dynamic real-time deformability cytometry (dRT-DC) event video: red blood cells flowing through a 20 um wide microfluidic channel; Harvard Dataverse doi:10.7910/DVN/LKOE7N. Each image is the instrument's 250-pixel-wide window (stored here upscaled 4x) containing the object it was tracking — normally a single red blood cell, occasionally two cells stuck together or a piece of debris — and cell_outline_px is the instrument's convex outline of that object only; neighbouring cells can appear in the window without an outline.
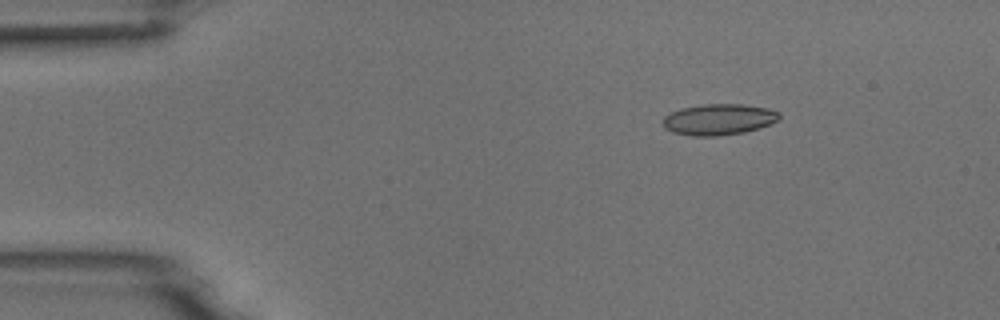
{"species": "common noctule bat (a hibernating species)", "species_latin": "Nyctalus noctula", "temperature_condition": "room temperature", "stored_images_in_passage": 3, "camera_frame_rate_fps": 3000, "um_per_image_px": 0.085, "animal": {"sex": "male", "body_mass_g": 18.8}, "frame": {"image": 1, "passage_image": 1, "time_ms": 0.0, "image_size_px": [1000, 320], "cell_outline_px": [[780, 120], [760, 128], [744, 132], [716, 136], [692, 136], [672, 132], [664, 128], [664, 116], [680, 108], [700, 104], [744, 104], [768, 108], [780, 112]], "centroid_in_image_um": [61.12, 10.15], "position_along_channel_um": 23.9, "area_um2": 21.27}}